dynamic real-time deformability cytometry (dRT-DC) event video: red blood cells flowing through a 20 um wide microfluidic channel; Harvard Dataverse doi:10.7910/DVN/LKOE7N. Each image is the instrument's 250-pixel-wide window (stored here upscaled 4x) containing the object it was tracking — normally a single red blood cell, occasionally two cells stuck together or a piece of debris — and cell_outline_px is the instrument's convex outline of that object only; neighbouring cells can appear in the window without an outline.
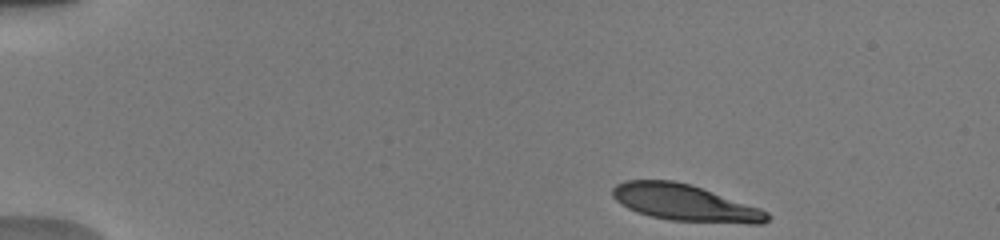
{"species": "human", "species_latin": "Homo sapiens", "temperature_condition": "warm", "stored_images_in_passage": 6, "camera_frame_rate_fps": 3000, "um_per_image_px": 0.085, "donor": {"sex": "male"}, "frame": {"image": 1, "passage_image": 1, "time_ms": 0.0, "image_size_px": [1000, 240], "cell_outline_px": [[768, 220], [764, 224], [748, 224], [672, 220], [652, 216], [636, 212], [620, 204], [612, 196], [612, 188], [616, 184], [624, 180], [672, 180], [692, 184], [760, 208], [768, 212]], "centroid_in_image_um": [58.21, 17.23], "position_along_channel_um": 26.8, "area_um2": 33.0}}
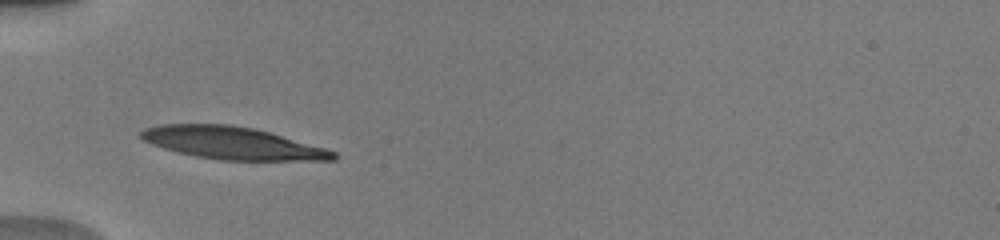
{"frame": {"image": 2, "passage_image": 5, "time_ms": 3.333, "image_size_px": [1000, 240], "cell_outline_px": [[336, 160], [220, 160], [196, 156], [164, 148], [152, 144], [144, 140], [140, 136], [140, 132], [144, 128], [160, 124], [232, 124], [252, 128], [268, 132], [324, 148], [336, 152]], "centroid_in_image_um": [19.71, 12.15], "position_along_channel_um": 65.3, "area_um2": 35.78}}